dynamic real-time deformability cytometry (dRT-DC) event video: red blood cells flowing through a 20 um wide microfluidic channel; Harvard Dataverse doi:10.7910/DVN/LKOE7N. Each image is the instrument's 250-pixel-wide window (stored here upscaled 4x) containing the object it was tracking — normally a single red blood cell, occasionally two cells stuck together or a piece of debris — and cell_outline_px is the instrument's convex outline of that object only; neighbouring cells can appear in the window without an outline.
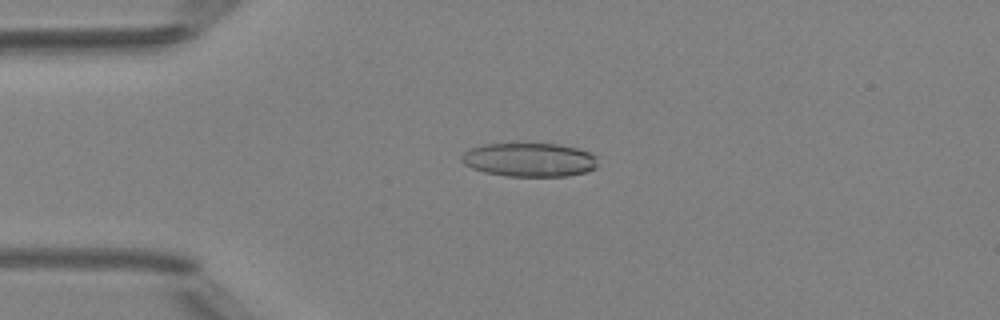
{"species": "Egyptian fruit bat (a non-hibernating species)", "species_latin": "Rousettus aegyptiacus", "temperature_condition": "room temperature", "stored_images_in_passage": 4, "camera_frame_rate_fps": 3000, "um_per_image_px": 0.085, "animal": {"sex": "female"}, "frame": {"image": 1, "passage_image": 4, "time_ms": 3.667, "image_size_px": [1000, 320], "cell_outline_px": [[596, 168], [588, 172], [568, 176], [504, 176], [484, 172], [472, 168], [464, 164], [460, 160], [460, 156], [464, 152], [472, 148], [484, 144], [560, 144], [576, 148], [588, 152], [596, 156]], "centroid_in_image_um": [44.99, 13.59], "position_along_channel_um": 40.0, "area_um2": 26.88}}